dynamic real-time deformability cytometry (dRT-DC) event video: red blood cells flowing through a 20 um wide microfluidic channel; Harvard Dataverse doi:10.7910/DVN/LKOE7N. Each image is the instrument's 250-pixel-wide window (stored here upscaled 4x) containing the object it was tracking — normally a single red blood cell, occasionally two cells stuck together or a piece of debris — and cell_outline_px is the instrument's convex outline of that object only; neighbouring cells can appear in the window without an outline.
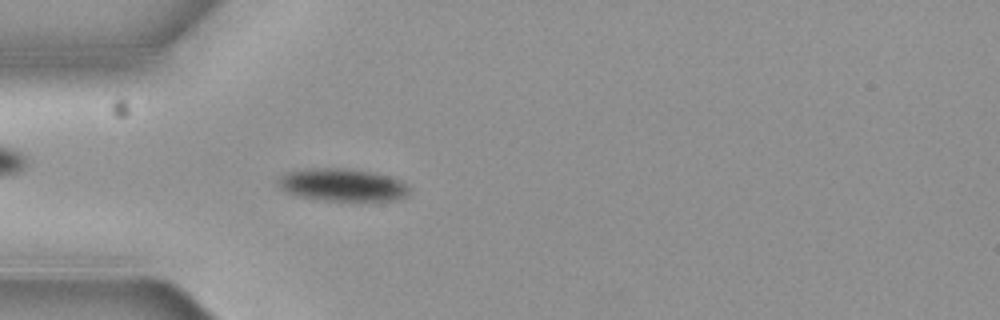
{"species": "common noctule bat (a hibernating species)", "species_latin": "Nyctalus noctula", "temperature_condition": "cold", "stored_images_in_passage": 4, "camera_frame_rate_fps": 3000, "um_per_image_px": 0.085, "animal": {"sex": "female", "body_mass_g": 19.3, "forearm_length_mm": 54.1}, "frame": {"image": 1, "passage_image": 4, "time_ms": 1.0, "image_size_px": [1000, 320], "cell_outline_px": [[408, 192], [404, 196], [392, 200], [324, 200], [300, 196], [288, 192], [280, 184], [280, 176], [284, 172], [304, 168], [344, 168], [372, 172], [392, 176], [408, 184]], "centroid_in_image_um": [29.12, 15.69], "position_along_channel_um": 55.9, "area_um2": 24.57}}